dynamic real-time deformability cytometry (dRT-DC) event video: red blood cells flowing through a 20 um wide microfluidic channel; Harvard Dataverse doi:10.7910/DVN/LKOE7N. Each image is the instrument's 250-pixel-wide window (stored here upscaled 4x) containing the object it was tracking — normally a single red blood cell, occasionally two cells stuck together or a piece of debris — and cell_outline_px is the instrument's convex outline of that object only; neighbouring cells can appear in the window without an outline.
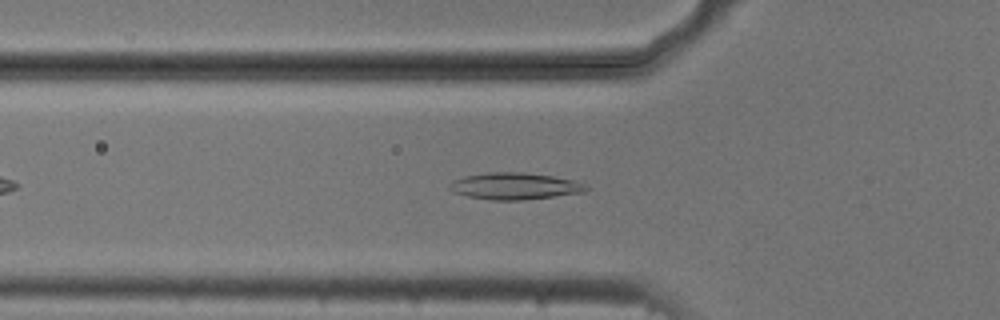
{"species": "common noctule bat (a hibernating species)", "species_latin": "Nyctalus noctula", "temperature_condition": "cold", "stored_images_in_passage": 38, "camera_frame_rate_fps": 3000, "um_per_image_px": 0.085, "animal": {"sex": "male", "body_mass_g": 20.5, "forearm_length_mm": 52.5}, "frame": {"image": 1, "passage_image": 3, "time_ms": 0.667, "image_size_px": [1000, 320], "cell_outline_px": [[588, 192], [524, 200], [492, 200], [468, 196], [452, 192], [448, 188], [448, 184], [452, 180], [464, 176], [488, 172], [524, 172], [552, 176], [572, 180], [588, 184]], "centroid_in_image_um": [43.76, 15.82], "position_along_channel_um": 82.0, "area_um2": 21.56}}
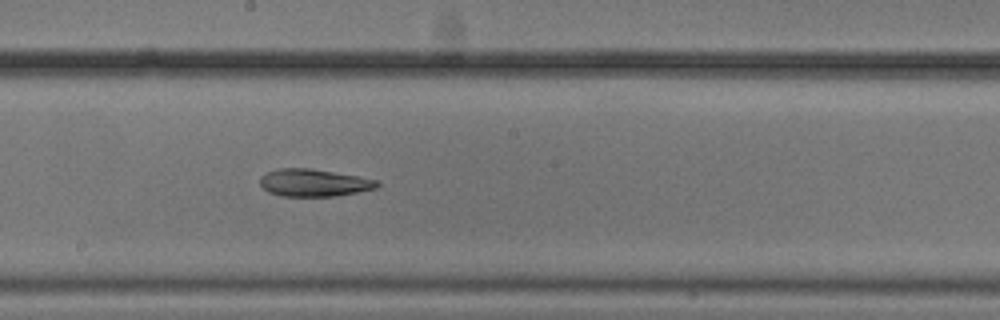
{"frame": {"image": 2, "passage_image": 14, "time_ms": 4.333, "image_size_px": [1000, 320], "cell_outline_px": [[380, 188], [336, 196], [280, 196], [268, 192], [260, 184], [260, 176], [268, 172], [280, 168], [312, 168], [356, 176], [376, 180], [380, 184]], "centroid_in_image_um": [26.69, 15.54], "position_along_channel_um": 221.5, "area_um2": 18.73}}
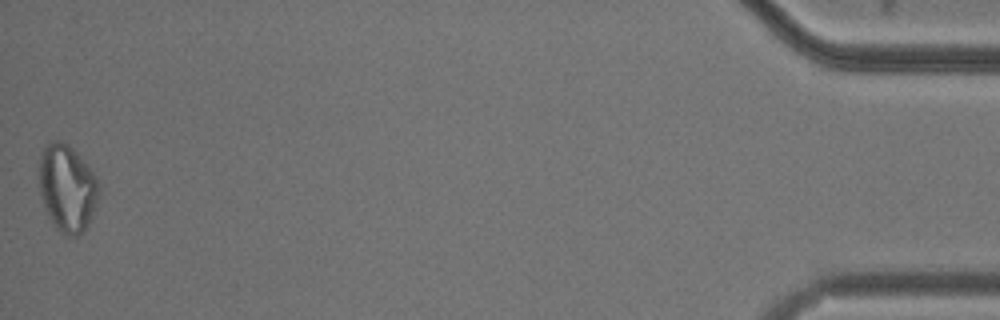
{"frame": {"image": 3, "passage_image": 38, "time_ms": 12.333, "image_size_px": [1000, 320], "cell_outline_px": [[100, 188], [88, 224], [84, 232], [76, 236], [64, 236], [56, 228], [44, 208], [40, 192], [40, 156], [44, 148], [52, 140], [60, 140], [68, 144], [80, 156], [96, 176], [100, 184]], "centroid_in_image_um": [5.71, 15.99], "position_along_channel_um": 429.5, "area_um2": 30.11}}